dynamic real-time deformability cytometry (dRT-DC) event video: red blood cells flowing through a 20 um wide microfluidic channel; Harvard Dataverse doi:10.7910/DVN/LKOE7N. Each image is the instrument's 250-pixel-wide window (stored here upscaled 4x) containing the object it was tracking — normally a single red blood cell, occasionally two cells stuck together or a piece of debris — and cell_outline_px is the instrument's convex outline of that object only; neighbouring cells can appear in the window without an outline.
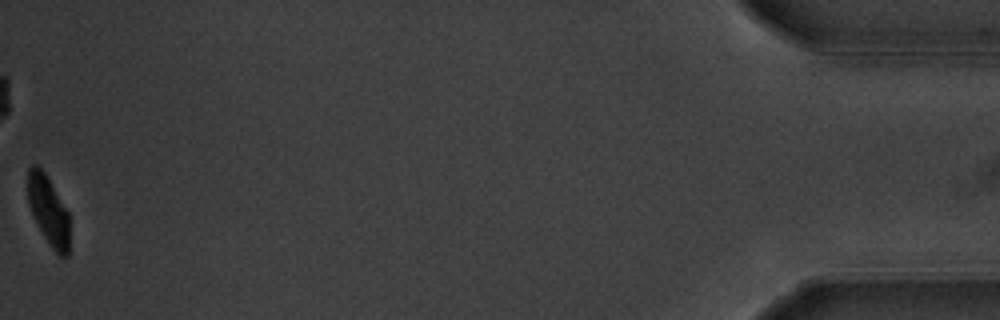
{"species": "common noctule bat (a hibernating species)", "species_latin": "Nyctalus noctula", "temperature_condition": "warm", "stored_images_in_passage": 55, "camera_frame_rate_fps": 3000, "um_per_image_px": 0.085, "animal": {"sex": "male", "body_mass_g": 20.1, "forearm_length_mm": 53.5}, "frame": {"image": 1, "passage_image": 55, "time_ms": 18.0, "image_size_px": [1000, 320], "cell_outline_px": [[68, 256], [64, 260], [48, 244], [28, 204], [28, 168], [32, 164], [36, 164], [44, 172], [68, 212]], "centroid_in_image_um": [4.11, 17.91], "position_along_channel_um": 431.1, "area_um2": 16.42}, "authors_computed_cell_mechanics": {"area_um2": 19.074, "velocity_mm_per_s": 3.7103, "shape_relaxation_time_tau1_ms": 1.9967, "shape_relaxation_time_tau2_ms": 8.8119, "deformation_change_tau1": 0.1402, "deformation_change_tau2": 0.0885}}